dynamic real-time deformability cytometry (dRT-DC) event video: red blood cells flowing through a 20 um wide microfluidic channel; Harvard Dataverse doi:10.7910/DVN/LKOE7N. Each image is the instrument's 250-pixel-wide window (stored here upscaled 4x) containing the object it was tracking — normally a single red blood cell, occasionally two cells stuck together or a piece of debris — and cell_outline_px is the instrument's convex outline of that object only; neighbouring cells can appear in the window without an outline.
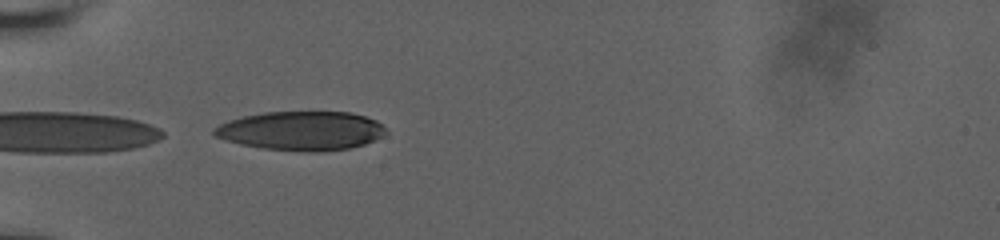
{"species": "human", "species_latin": "Homo sapiens", "temperature_condition": "room temperature", "stored_images_in_passage": 3, "camera_frame_rate_fps": 3000, "um_per_image_px": 0.085, "donor": {"sex": "male"}, "frame": {"image": 1, "passage_image": 2, "time_ms": 0.667, "image_size_px": [1000, 240], "cell_outline_px": [[388, 132], [364, 144], [352, 148], [316, 152], [308, 152], [260, 148], [240, 144], [216, 136], [212, 132], [212, 128], [228, 120], [244, 116], [264, 112], [352, 112], [376, 120]], "centroid_in_image_um": [25.59, 11.12], "position_along_channel_um": 59.4, "area_um2": 38.96}}